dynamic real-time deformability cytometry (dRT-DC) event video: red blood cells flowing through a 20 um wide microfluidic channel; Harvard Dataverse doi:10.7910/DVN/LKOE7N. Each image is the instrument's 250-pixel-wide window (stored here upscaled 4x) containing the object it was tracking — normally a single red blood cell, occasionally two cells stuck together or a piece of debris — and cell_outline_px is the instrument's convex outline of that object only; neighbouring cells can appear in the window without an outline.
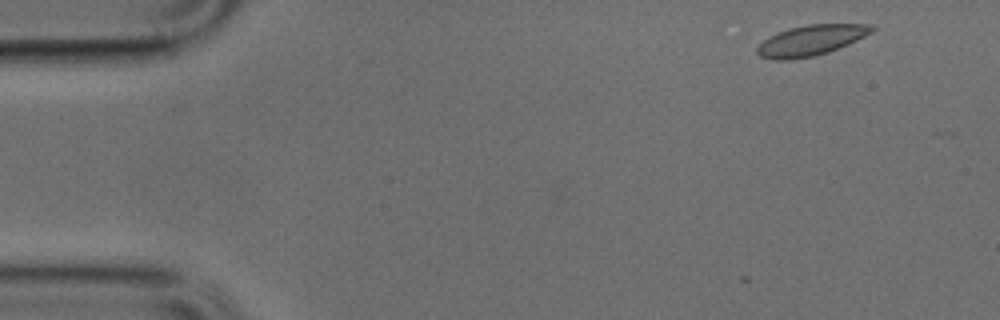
{"species": "common noctule bat (a hibernating species)", "species_latin": "Nyctalus noctula", "temperature_condition": "cold", "stored_images_in_passage": 6, "camera_frame_rate_fps": 3000, "um_per_image_px": 0.085, "animal": {"sex": "male", "body_mass_g": 17.9, "forearm_length_mm": 54.2}, "frame": {"image": 1, "passage_image": 2, "time_ms": 0.333, "image_size_px": [1000, 320], "cell_outline_px": [[876, 28], [872, 32], [848, 44], [828, 52], [812, 56], [792, 60], [772, 60], [760, 56], [756, 52], [756, 48], [768, 36], [776, 32], [788, 28], [808, 24], [872, 24]], "centroid_in_image_um": [68.9, 3.43], "position_along_channel_um": 16.1, "area_um2": 20.46}}